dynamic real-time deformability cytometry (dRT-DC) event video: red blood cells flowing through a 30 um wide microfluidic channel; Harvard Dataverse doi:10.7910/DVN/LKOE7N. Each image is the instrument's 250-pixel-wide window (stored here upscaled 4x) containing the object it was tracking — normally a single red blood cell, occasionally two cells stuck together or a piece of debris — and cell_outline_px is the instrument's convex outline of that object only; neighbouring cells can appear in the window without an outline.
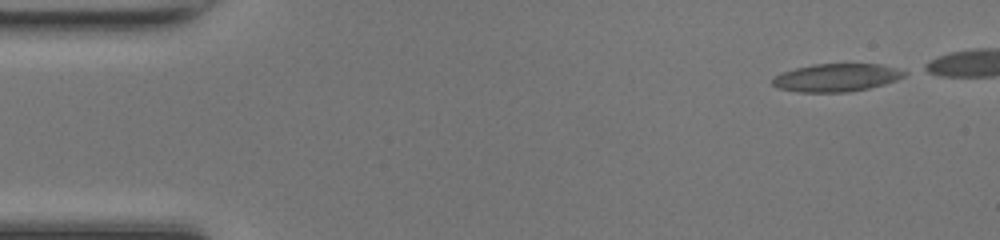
{"species": "common noctule bat (a hibernating species)", "species_latin": "Nyctalus noctula", "temperature_condition": "room temperature", "stored_images_in_passage": 43, "camera_frame_rate_fps": 3000, "um_per_image_px": 0.085, "animal": {"sex": "female", "body_mass_g": 17.0, "forearm_length_mm": 48.0}, "frame": {"image": 1, "passage_image": 1, "time_ms": 0.0, "image_size_px": [1000, 240], "cell_outline_px": [[908, 72], [904, 76], [896, 80], [868, 88], [848, 92], [800, 92], [780, 88], [772, 84], [772, 80], [776, 76], [784, 72], [796, 68], [816, 64], [880, 64]], "centroid_in_image_um": [71.11, 6.6], "position_along_channel_um": 13.9, "area_um2": 21.04}}
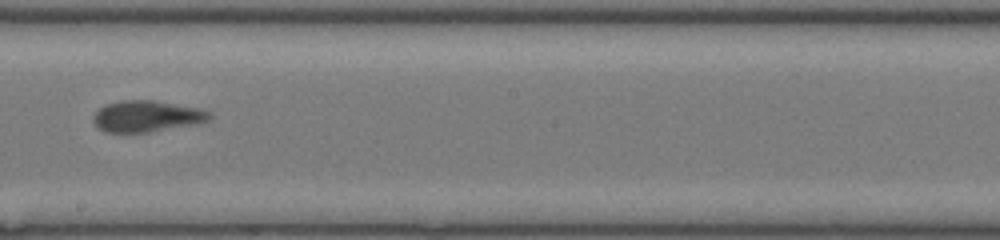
{"frame": {"image": 2, "passage_image": 25, "time_ms": 8.0, "image_size_px": [1000, 240], "cell_outline_px": [[212, 116], [208, 120], [148, 132], [104, 132], [92, 120], [92, 116], [100, 108], [108, 104], [120, 100], [152, 100], [200, 108], [212, 112]], "centroid_in_image_um": [12.44, 9.86], "position_along_channel_um": 235.8, "area_um2": 20.75}}
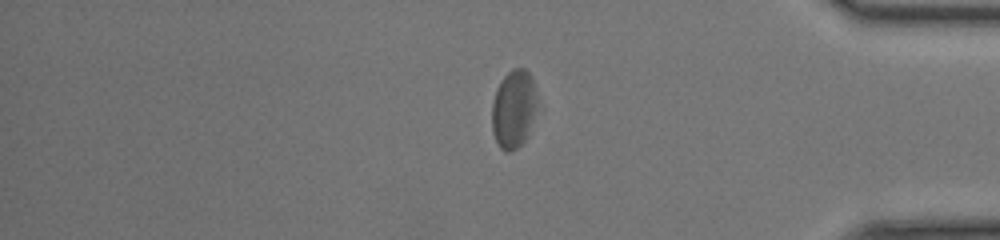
{"frame": {"image": 3, "passage_image": 38, "time_ms": 12.333, "image_size_px": [1000, 240], "cell_outline_px": [[536, 104], [524, 140], [512, 152], [504, 152], [500, 148], [492, 132], [492, 104], [496, 88], [500, 80], [512, 68], [524, 68], [528, 72], [532, 80], [536, 100]], "centroid_in_image_um": [43.6, 9.25], "position_along_channel_um": 391.6, "area_um2": 20.11}}